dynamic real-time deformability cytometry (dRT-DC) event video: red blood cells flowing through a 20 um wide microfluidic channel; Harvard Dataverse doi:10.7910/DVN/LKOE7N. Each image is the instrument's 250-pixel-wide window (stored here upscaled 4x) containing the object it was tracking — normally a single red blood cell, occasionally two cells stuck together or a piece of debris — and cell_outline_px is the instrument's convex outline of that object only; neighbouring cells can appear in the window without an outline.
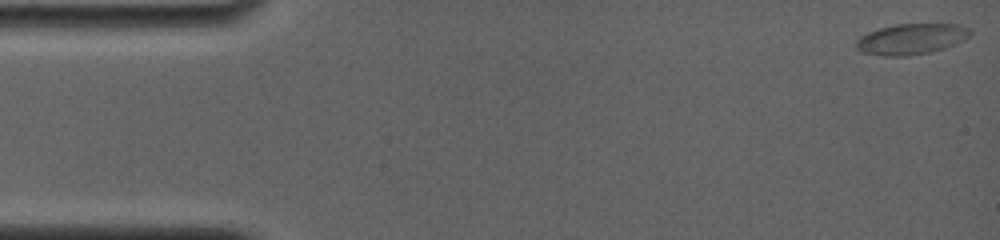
{"species": "common noctule bat (a hibernating species)", "species_latin": "Nyctalus noctula", "temperature_condition": "room temperature", "stored_images_in_passage": 53, "camera_frame_rate_fps": 4000, "um_per_image_px": 0.085, "animal": {"sex": "female", "body_mass_g": 19.0, "forearm_length_mm": 56.7}, "frame": {"image": 1, "passage_image": 1, "time_ms": 0.0, "image_size_px": [1000, 240], "cell_outline_px": [[972, 32], [964, 40], [956, 44], [944, 48], [928, 52], [908, 56], [880, 56], [864, 52], [856, 48], [856, 40], [860, 36], [868, 32], [880, 28], [896, 24], [960, 24], [968, 28]], "centroid_in_image_um": [77.45, 3.31], "position_along_channel_um": 7.5, "area_um2": 20.4}}
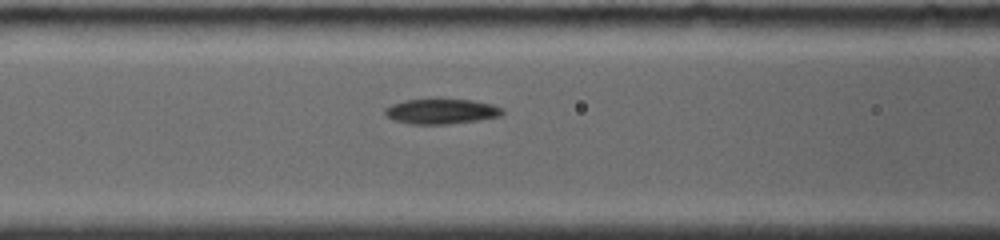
{"frame": {"image": 2, "passage_image": 23, "time_ms": 6.5, "image_size_px": [1000, 240], "cell_outline_px": [[504, 112], [500, 116], [476, 120], [444, 124], [412, 124], [396, 120], [388, 116], [384, 112], [384, 108], [392, 104], [404, 100], [440, 96], [472, 100], [492, 104], [504, 108]], "centroid_in_image_um": [37.52, 9.4], "position_along_channel_um": 129.1, "area_um2": 17.8}}
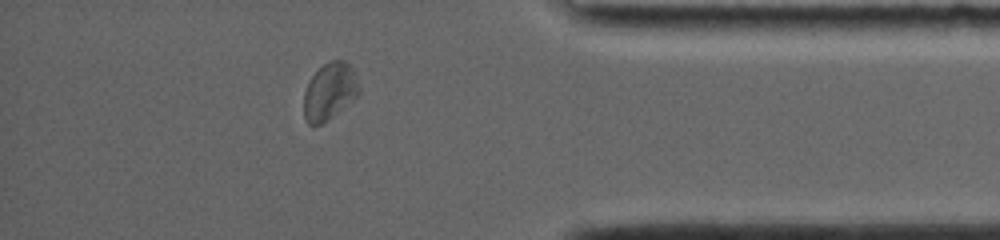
{"frame": {"image": 3, "passage_image": 46, "time_ms": 14.25, "image_size_px": [1000, 240], "cell_outline_px": [[360, 92], [356, 96], [320, 124], [308, 124], [304, 120], [304, 92], [308, 80], [328, 60], [344, 60], [352, 68], [356, 76], [360, 88]], "centroid_in_image_um": [27.99, 7.73], "position_along_channel_um": 407.2, "area_um2": 17.92}, "authors_computed_cell_mechanics": {"area_um2": 17.918, "velocity_mm_per_s": 3.7576, "shape_relaxation_time_tau1_ms": 6.5954, "shape_relaxation_time_tau2_ms": 2.5672, "deformation_change_tau1": 0.1686, "deformation_change_tau2": 0.0584}}